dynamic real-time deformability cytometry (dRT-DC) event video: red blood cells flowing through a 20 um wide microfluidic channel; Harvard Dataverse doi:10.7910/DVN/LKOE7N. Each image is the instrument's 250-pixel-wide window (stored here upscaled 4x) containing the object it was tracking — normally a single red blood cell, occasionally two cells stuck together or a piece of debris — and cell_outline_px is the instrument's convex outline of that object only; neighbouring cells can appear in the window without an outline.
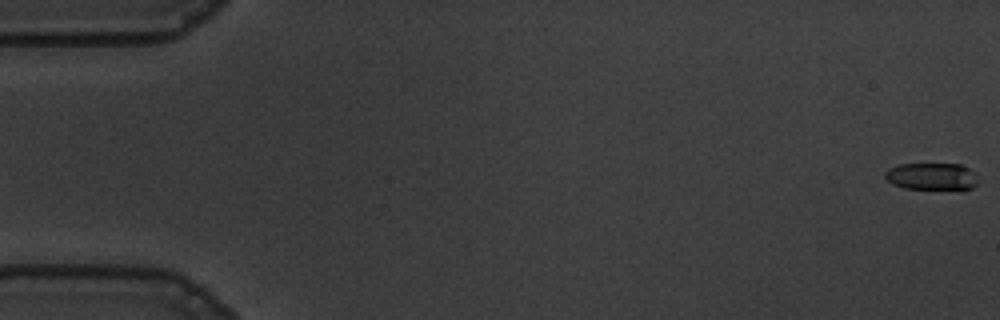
{"species": "common noctule bat (a hibernating species)", "species_latin": "Nyctalus noctula", "temperature_condition": "warm", "stored_images_in_passage": 51, "camera_frame_rate_fps": 3000, "um_per_image_px": 0.085, "animal": {"sex": "male", "body_mass_g": 19.5, "forearm_length_mm": 54.6}, "frame": {"image": 1, "passage_image": 1, "time_ms": 0.0, "image_size_px": [1000, 320], "cell_outline_px": [[976, 184], [972, 188], [904, 188], [892, 184], [884, 176], [884, 172], [888, 168], [900, 164], [960, 164], [976, 172]], "centroid_in_image_um": [79.16, 14.97], "position_along_channel_um": 5.8, "area_um2": 14.45}}
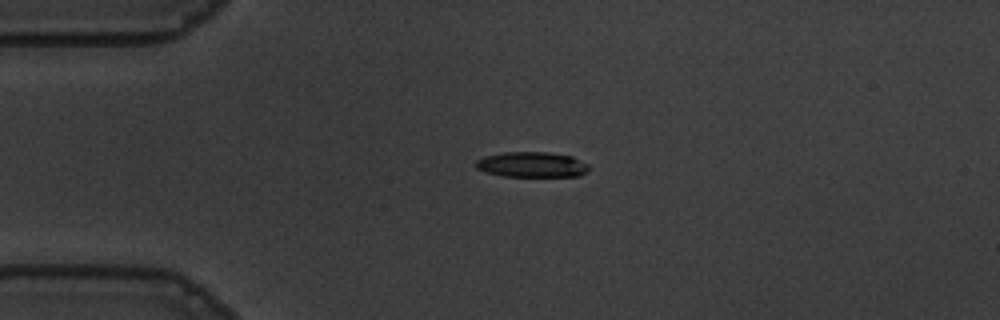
{"frame": {"image": 2, "passage_image": 14, "time_ms": 4.333, "image_size_px": [1000, 320], "cell_outline_px": [[592, 168], [588, 172], [580, 176], [504, 176], [488, 172], [476, 168], [476, 160], [484, 156], [504, 152], [548, 152], [572, 156], [588, 164]], "centroid_in_image_um": [45.27, 13.99], "position_along_channel_um": 39.7, "area_um2": 16.76}}
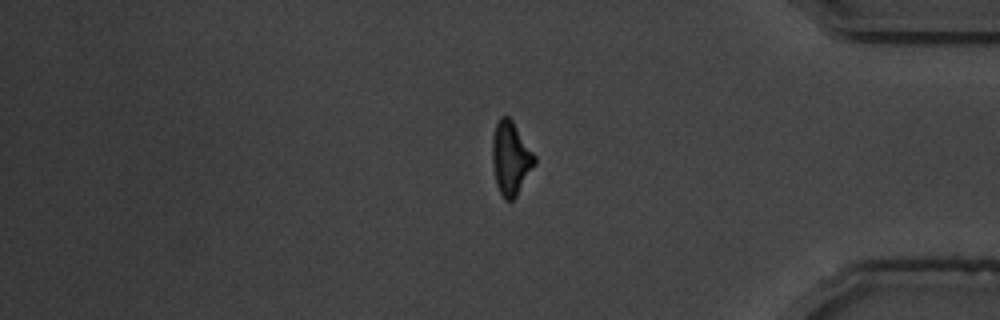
{"frame": {"image": 3, "passage_image": 47, "time_ms": 15.333, "image_size_px": [1000, 320], "cell_outline_px": [[536, 164], [516, 196], [512, 200], [504, 200], [496, 184], [492, 164], [492, 136], [496, 124], [500, 116], [508, 116], [512, 120], [536, 156]], "centroid_in_image_um": [43.41, 13.44], "position_along_channel_um": 391.8, "area_um2": 18.15}, "authors_computed_cell_mechanics": {"area_um2": 17.8602, "velocity_mm_per_s": 3.6676, "shape_relaxation_time_tau1_ms": 3.2519, "shape_relaxation_time_tau2_ms": 8.0163, "deformation_change_tau1": 0.1788, "deformation_change_tau2": 0.1958}}